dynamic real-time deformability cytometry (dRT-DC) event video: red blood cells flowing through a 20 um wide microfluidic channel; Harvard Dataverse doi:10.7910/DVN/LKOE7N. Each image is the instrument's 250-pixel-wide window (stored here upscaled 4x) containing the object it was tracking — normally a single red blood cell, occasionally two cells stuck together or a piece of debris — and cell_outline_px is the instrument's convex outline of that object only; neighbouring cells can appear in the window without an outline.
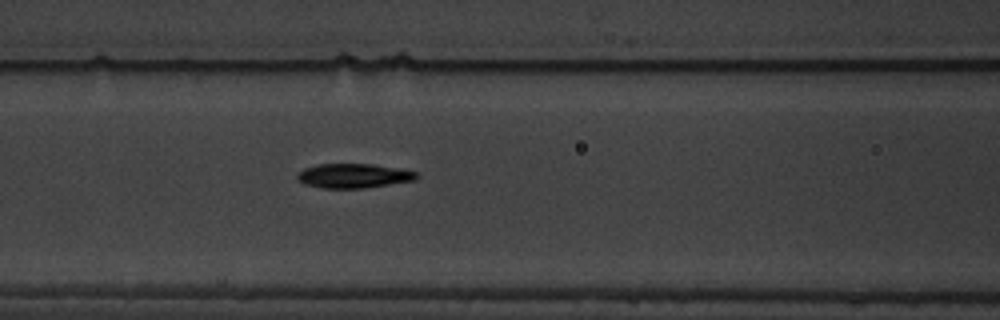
{"species": "common noctule bat (a hibernating species)", "species_latin": "Nyctalus noctula", "temperature_condition": "warm", "stored_images_in_passage": 5, "camera_frame_rate_fps": 3000, "um_per_image_px": 0.085, "animal": {"sex": "male", "body_mass_g": 19.5, "forearm_length_mm": 54.6}, "frame": {"image": 1, "passage_image": 5, "time_ms": 5.333, "image_size_px": [1000, 320], "cell_outline_px": [[420, 176], [416, 180], [364, 188], [320, 188], [304, 184], [296, 180], [296, 172], [304, 168], [316, 164], [372, 164], [400, 168], [416, 172]], "centroid_in_image_um": [30.02, 14.94], "position_along_channel_um": 136.6, "area_um2": 17.22}}